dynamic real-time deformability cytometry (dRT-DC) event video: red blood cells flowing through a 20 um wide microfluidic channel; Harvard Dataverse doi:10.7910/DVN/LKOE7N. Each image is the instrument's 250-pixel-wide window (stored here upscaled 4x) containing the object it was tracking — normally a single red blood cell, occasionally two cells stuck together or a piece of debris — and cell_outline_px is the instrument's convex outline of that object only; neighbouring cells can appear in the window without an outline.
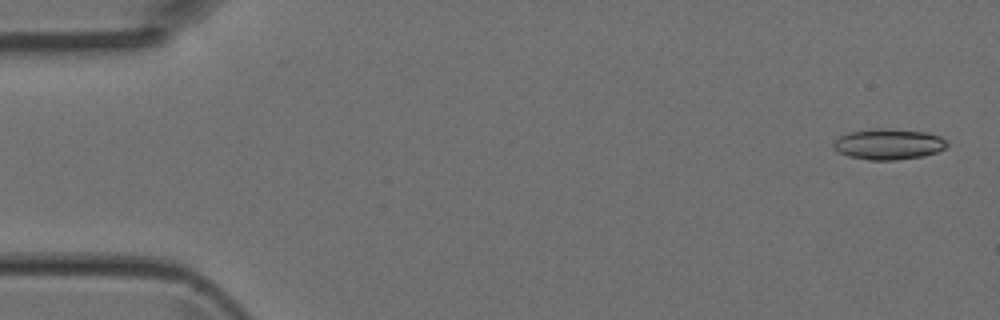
{"species": "Egyptian fruit bat (a non-hibernating species)", "species_latin": "Rousettus aegyptiacus", "temperature_condition": "room temperature", "stored_images_in_passage": 5, "camera_frame_rate_fps": 3000, "um_per_image_px": 0.085, "animal": {"sex": "female"}, "frame": {"image": 1, "passage_image": 1, "time_ms": 0.0, "image_size_px": [1000, 320], "cell_outline_px": [[948, 144], [944, 148], [936, 152], [924, 156], [896, 160], [868, 160], [848, 156], [832, 148], [832, 144], [840, 136], [848, 132], [880, 128], [924, 132], [940, 136]], "centroid_in_image_um": [75.5, 12.26], "position_along_channel_um": 9.5, "area_um2": 20.17}}
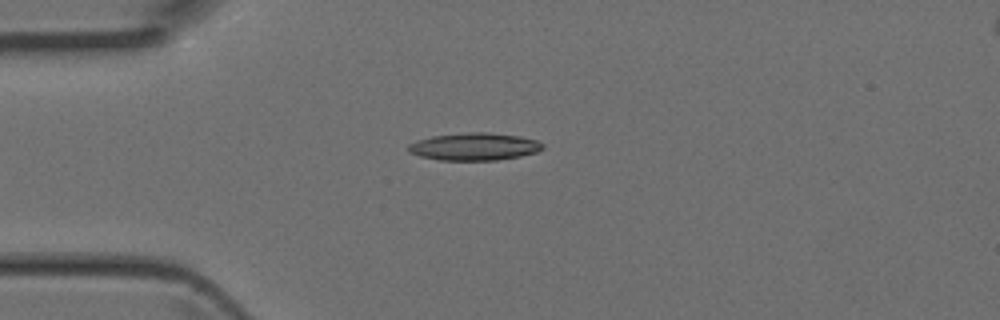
{"frame": {"image": 2, "passage_image": 4, "time_ms": 1.0, "image_size_px": [1000, 320], "cell_outline_px": [[544, 148], [536, 152], [520, 156], [496, 160], [440, 160], [420, 156], [408, 152], [408, 144], [416, 140], [432, 136], [468, 132], [488, 132], [520, 136], [536, 140], [544, 144]], "centroid_in_image_um": [40.31, 12.46], "position_along_channel_um": 44.7, "area_um2": 21.56}}